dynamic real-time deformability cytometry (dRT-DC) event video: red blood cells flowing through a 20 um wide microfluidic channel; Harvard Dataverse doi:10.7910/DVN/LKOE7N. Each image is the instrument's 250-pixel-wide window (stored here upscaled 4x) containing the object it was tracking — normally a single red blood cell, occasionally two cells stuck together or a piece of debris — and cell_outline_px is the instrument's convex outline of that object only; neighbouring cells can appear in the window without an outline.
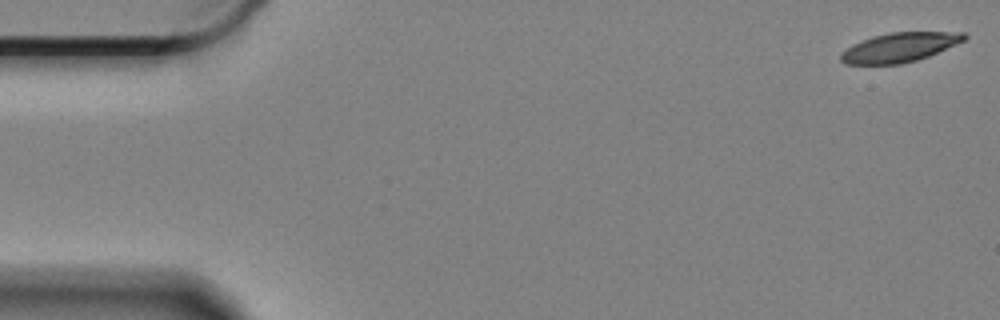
{"species": "Egyptian fruit bat (a non-hibernating species)", "species_latin": "Rousettus aegyptiacus", "temperature_condition": "cold", "stored_images_in_passage": 60, "camera_frame_rate_fps": 3000, "um_per_image_px": 0.085, "animal": {"sex": "female"}, "frame": {"image": 1, "passage_image": 1, "time_ms": 0.0, "image_size_px": [1000, 320], "cell_outline_px": [[968, 36], [964, 40], [956, 44], [928, 56], [916, 60], [900, 64], [844, 64], [840, 60], [840, 52], [852, 44], [872, 36], [888, 32], [964, 32]], "centroid_in_image_um": [76.42, 4.02], "position_along_channel_um": 8.6, "area_um2": 21.1}}
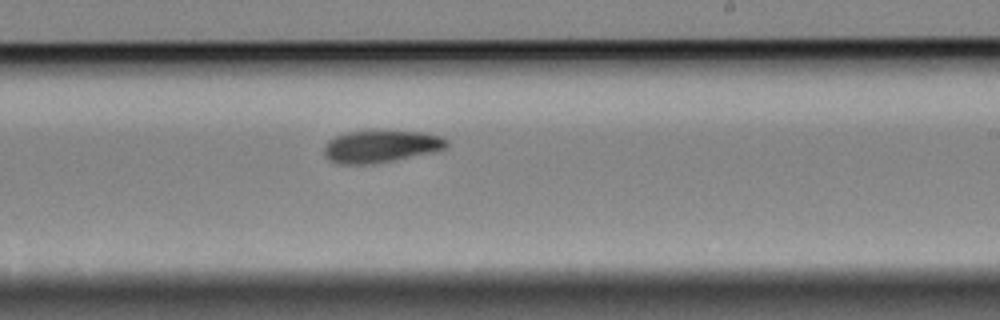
{"frame": {"image": 2, "passage_image": 35, "time_ms": 11.333, "image_size_px": [1000, 320], "cell_outline_px": [[448, 148], [436, 152], [376, 164], [340, 164], [328, 160], [324, 156], [324, 148], [328, 140], [336, 136], [348, 132], [424, 132], [440, 136], [448, 140]], "centroid_in_image_um": [32.4, 12.47], "position_along_channel_um": 256.6, "area_um2": 23.06}}
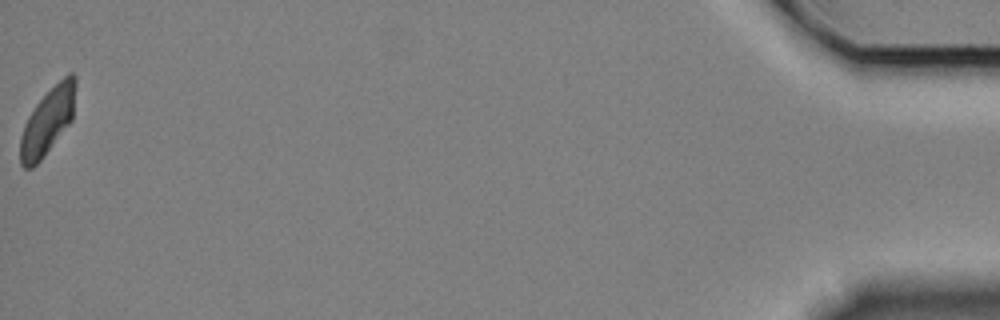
{"frame": {"image": 3, "passage_image": 60, "time_ms": 19.667, "image_size_px": [1000, 320], "cell_outline_px": [[76, 84], [72, 120], [40, 160], [32, 168], [24, 168], [20, 164], [20, 136], [24, 124], [28, 116], [36, 104], [68, 72], [72, 72], [76, 76]], "centroid_in_image_um": [4.04, 10.3], "position_along_channel_um": 431.2, "area_um2": 21.15}, "authors_computed_cell_mechanics": {"area_um2": 22.8021, "velocity_mm_per_s": 3.2891, "shape_relaxation_time_tau1_ms": 7.628, "shape_relaxation_time_tau2_ms": null, "deformation_change_tau1": 0.1492, "deformation_change_tau2": null}}